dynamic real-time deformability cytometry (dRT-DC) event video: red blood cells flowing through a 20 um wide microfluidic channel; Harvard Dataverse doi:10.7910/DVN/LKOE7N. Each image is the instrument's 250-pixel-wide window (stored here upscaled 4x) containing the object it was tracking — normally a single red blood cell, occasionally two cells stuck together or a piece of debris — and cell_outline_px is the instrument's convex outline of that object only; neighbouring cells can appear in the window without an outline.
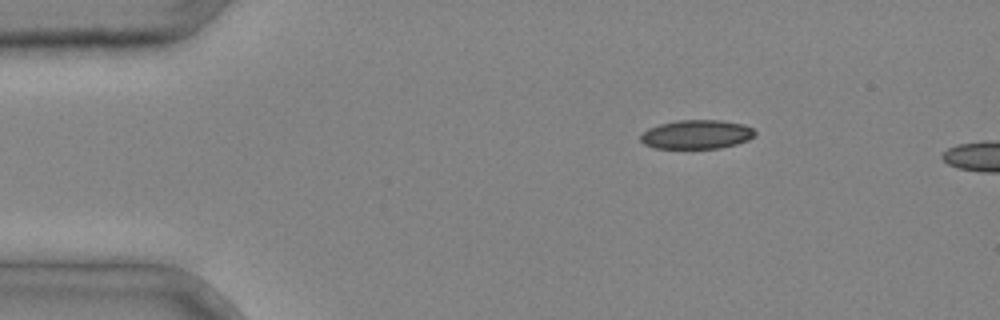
{"species": "common noctule bat (a hibernating species)", "species_latin": "Nyctalus noctula", "temperature_condition": "cold", "stored_images_in_passage": 2, "camera_frame_rate_fps": 3000, "um_per_image_px": 0.085, "animal": {"sex": "male", "body_mass_g": 20.4}, "frame": {"image": 1, "passage_image": 1, "time_ms": 0.0, "image_size_px": [1000, 320], "cell_outline_px": [[756, 136], [748, 140], [736, 144], [720, 148], [656, 148], [644, 144], [640, 140], [640, 136], [648, 128], [660, 124], [676, 120], [720, 120], [744, 124], [752, 128], [756, 132]], "centroid_in_image_um": [59.23, 11.42], "position_along_channel_um": 25.8, "area_um2": 19.36}}